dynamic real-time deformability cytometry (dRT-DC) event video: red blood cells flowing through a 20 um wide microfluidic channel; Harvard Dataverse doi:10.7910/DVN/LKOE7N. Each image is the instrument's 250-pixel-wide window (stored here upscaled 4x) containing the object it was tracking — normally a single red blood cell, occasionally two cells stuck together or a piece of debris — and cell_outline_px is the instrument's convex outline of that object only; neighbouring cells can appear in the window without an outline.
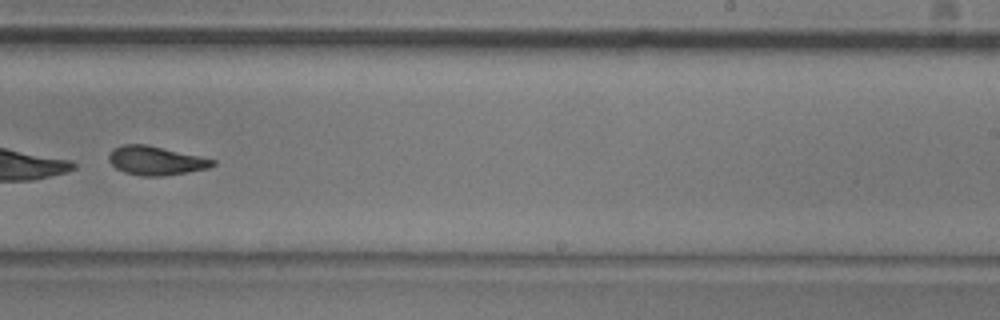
{"species": "common noctule bat (a hibernating species)", "species_latin": "Nyctalus noctula", "temperature_condition": "room temperature", "stored_images_in_passage": 39, "camera_frame_rate_fps": 3000, "um_per_image_px": 0.085, "animal": {"sex": "male", "body_mass_g": 20.5, "forearm_length_mm": 52.5}, "frame": {"image": 1, "passage_image": 23, "time_ms": 7.333, "image_size_px": [1000, 320], "cell_outline_px": [[216, 164], [208, 168], [164, 176], [140, 176], [124, 172], [116, 168], [108, 160], [108, 156], [112, 148], [124, 144], [148, 144], [200, 156], [216, 160]], "centroid_in_image_um": [13.22, 13.64], "position_along_channel_um": 275.8, "area_um2": 17.57}, "authors_computed_cell_mechanics": {"area_um2": 17.5134, "velocity_mm_per_s": 3.8811, "shape_relaxation_time_tau1_ms": 4.3488, "shape_relaxation_time_tau2_ms": 2.3924, "deformation_change_tau1": 0.141, "deformation_change_tau2": 0.0927}}